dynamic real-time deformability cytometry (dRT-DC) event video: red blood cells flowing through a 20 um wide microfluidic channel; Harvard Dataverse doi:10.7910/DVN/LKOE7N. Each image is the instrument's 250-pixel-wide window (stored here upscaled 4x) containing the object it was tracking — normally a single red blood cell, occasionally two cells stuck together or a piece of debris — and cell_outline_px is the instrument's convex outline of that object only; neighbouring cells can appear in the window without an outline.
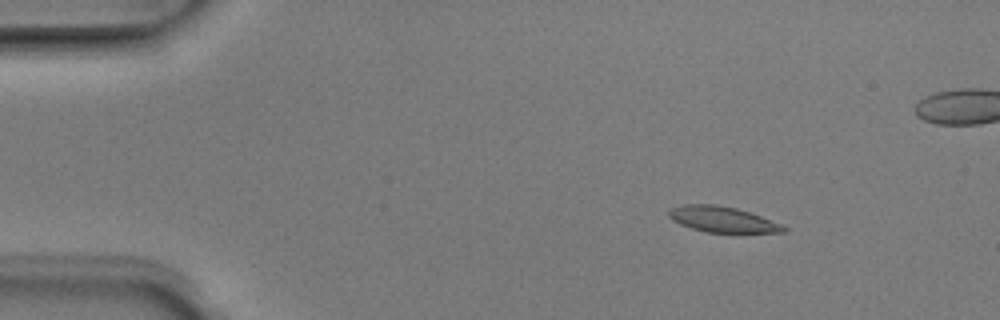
{"species": "Egyptian fruit bat (a non-hibernating species)", "species_latin": "Rousettus aegyptiacus", "temperature_condition": "room temperature", "stored_images_in_passage": 6, "camera_frame_rate_fps": 3000, "um_per_image_px": 0.085, "animal": {"sex": "male"}, "frame": {"image": 1, "passage_image": 2, "time_ms": 0.333, "image_size_px": [1000, 320], "cell_outline_px": [[788, 228], [784, 232], [708, 232], [692, 228], [680, 224], [672, 220], [668, 216], [668, 212], [672, 208], [684, 204], [716, 204], [736, 208], [760, 216], [780, 224]], "centroid_in_image_um": [61.36, 18.64], "position_along_channel_um": 23.6, "area_um2": 16.88}}
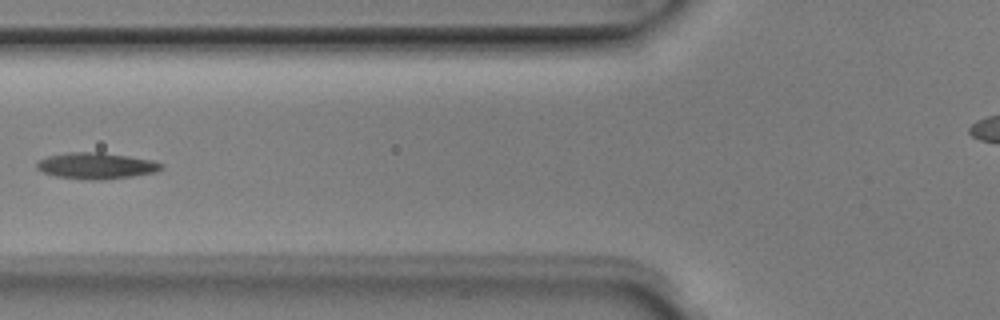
{"frame": {"image": 2, "passage_image": 6, "time_ms": 1.667, "image_size_px": [1000, 320], "cell_outline_px": [[164, 168], [156, 172], [132, 176], [100, 180], [88, 180], [56, 176], [44, 172], [36, 168], [36, 160], [48, 156], [68, 152], [104, 152], [152, 160], [164, 164]], "centroid_in_image_um": [8.18, 14.08], "position_along_channel_um": 117.6, "area_um2": 19.19}}